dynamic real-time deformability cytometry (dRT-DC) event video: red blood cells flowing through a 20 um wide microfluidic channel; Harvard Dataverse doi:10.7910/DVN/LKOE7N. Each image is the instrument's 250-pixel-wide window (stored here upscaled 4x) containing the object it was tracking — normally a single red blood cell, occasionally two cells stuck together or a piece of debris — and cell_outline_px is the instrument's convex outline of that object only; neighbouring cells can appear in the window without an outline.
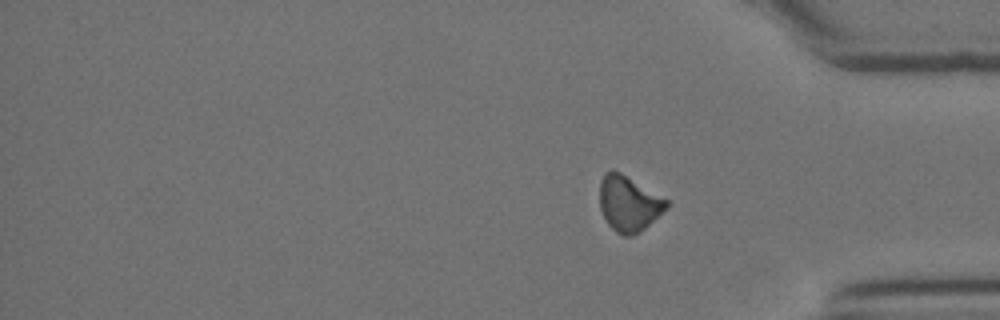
{"species": "Egyptian fruit bat (a non-hibernating species)", "species_latin": "Rousettus aegyptiacus", "temperature_condition": "room temperature", "stored_images_in_passage": 21, "segment_of_instrument_passage": [2, 2], "camera_frame_rate_fps": 3000, "um_per_image_px": 0.085, "animal": {"sex": "female"}, "frame": {"image": 1, "passage_image": 21, "time_ms": 6.667, "image_size_px": [1000, 320], "cell_outline_px": [[668, 208], [640, 232], [632, 236], [624, 236], [616, 232], [608, 224], [600, 208], [600, 180], [604, 172], [612, 168], [620, 172], [668, 200]], "centroid_in_image_um": [53.43, 17.29], "position_along_channel_um": 381.8, "area_um2": 21.62}}